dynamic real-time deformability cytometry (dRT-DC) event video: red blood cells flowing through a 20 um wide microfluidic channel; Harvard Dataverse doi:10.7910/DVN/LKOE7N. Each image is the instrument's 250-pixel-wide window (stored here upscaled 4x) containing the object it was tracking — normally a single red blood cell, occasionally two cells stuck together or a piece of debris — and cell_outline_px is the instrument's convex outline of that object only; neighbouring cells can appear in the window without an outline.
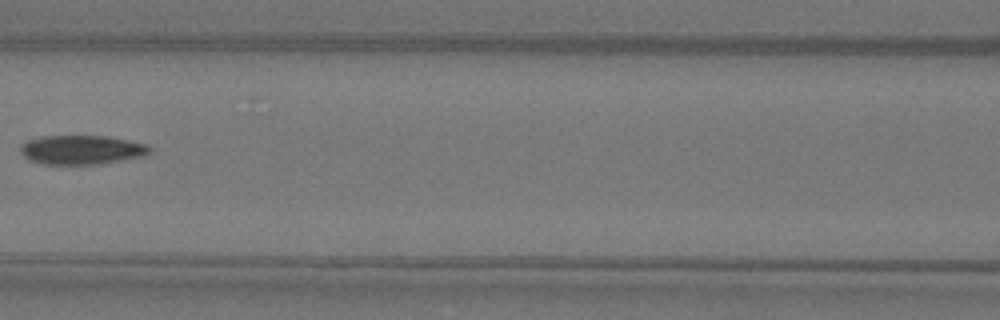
{"species": "Egyptian fruit bat (a non-hibernating species)", "species_latin": "Rousettus aegyptiacus", "temperature_condition": "warm", "stored_images_in_passage": 7, "camera_frame_rate_fps": 3000, "um_per_image_px": 0.085, "animal": {"sex": "female"}, "frame": {"image": 1, "passage_image": 7, "time_ms": 2.0, "image_size_px": [1000, 320], "cell_outline_px": [[152, 152], [144, 156], [96, 164], [44, 164], [28, 160], [20, 152], [20, 144], [28, 140], [40, 136], [108, 136], [148, 144], [152, 148]], "centroid_in_image_um": [6.94, 12.72], "position_along_channel_um": 159.7, "area_um2": 22.08}}